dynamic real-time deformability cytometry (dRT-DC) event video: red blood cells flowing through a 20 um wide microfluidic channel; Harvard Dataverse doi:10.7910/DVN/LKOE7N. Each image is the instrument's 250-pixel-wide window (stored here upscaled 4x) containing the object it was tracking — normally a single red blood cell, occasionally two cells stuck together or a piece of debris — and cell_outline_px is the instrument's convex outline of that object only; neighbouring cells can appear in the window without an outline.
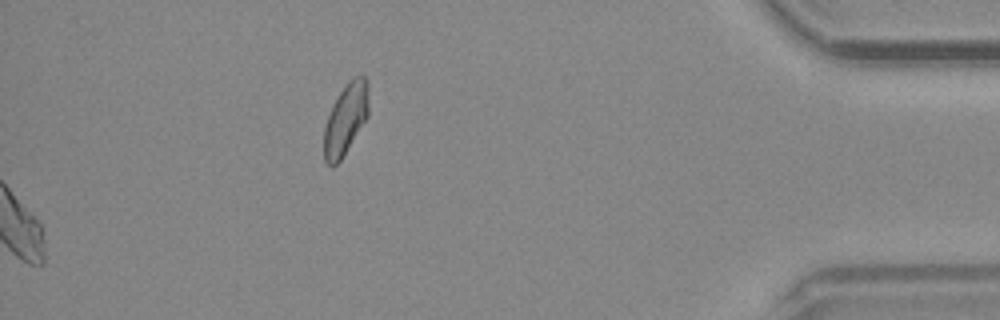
{"species": "common noctule bat (a hibernating species)", "species_latin": "Nyctalus noctula", "temperature_condition": "warm", "stored_images_in_passage": 52, "camera_frame_rate_fps": 3000, "um_per_image_px": 0.085, "animal": {"sex": "male", "body_mass_g": 20.4}, "frame": {"image": 1, "passage_image": 52, "time_ms": 17.0, "image_size_px": [1000, 320], "cell_outline_px": [[368, 116], [340, 160], [332, 168], [324, 160], [324, 128], [332, 104], [348, 80], [352, 76], [364, 76], [368, 80]], "centroid_in_image_um": [29.38, 10.09], "position_along_channel_um": 405.8, "area_um2": 18.44}, "authors_computed_cell_mechanics": {"area_um2": 22.2241, "velocity_mm_per_s": 4.0206, "shape_relaxation_time_tau1_ms": null, "shape_relaxation_time_tau2_ms": 4.7439, "deformation_change_tau1": null, "deformation_change_tau2": 0.0728}}